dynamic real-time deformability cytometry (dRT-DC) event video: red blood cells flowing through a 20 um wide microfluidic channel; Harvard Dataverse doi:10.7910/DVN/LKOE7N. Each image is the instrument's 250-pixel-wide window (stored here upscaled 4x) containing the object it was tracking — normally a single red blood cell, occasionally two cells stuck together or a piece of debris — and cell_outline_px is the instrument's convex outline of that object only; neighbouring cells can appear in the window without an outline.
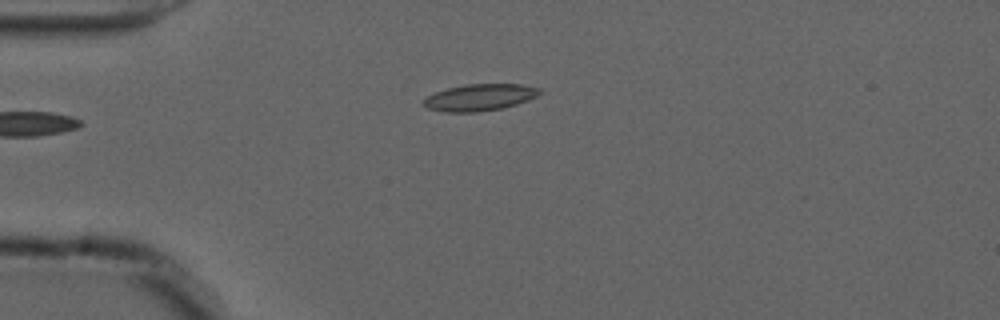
{"species": "common noctule bat (a hibernating species)", "species_latin": "Nyctalus noctula", "temperature_condition": "cold", "stored_images_in_passage": 42, "camera_frame_rate_fps": 3000, "um_per_image_px": 0.085, "animal": {"sex": "male", "forearm_length_mm": 52.5}, "frame": {"image": 1, "passage_image": 1, "time_ms": 0.0, "image_size_px": [1000, 320], "cell_outline_px": [[544, 92], [528, 100], [516, 104], [500, 108], [476, 112], [444, 112], [428, 108], [420, 104], [428, 96], [436, 92], [448, 88], [468, 84], [520, 84], [540, 88]], "centroid_in_image_um": [40.78, 8.27], "position_along_channel_um": 44.2, "area_um2": 17.98}}
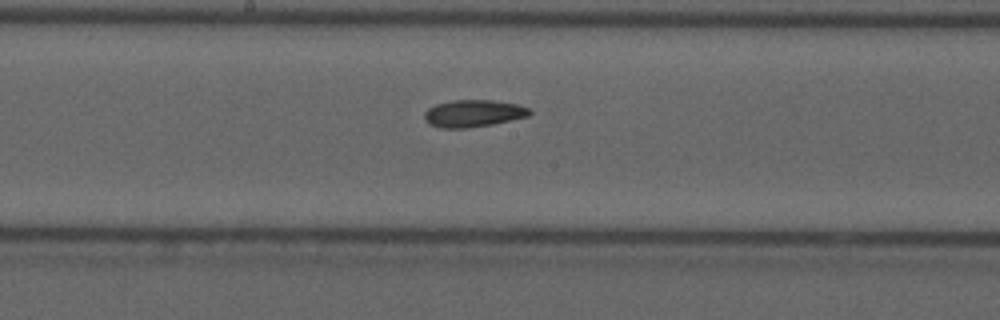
{"frame": {"image": 2, "passage_image": 16, "time_ms": 5.0, "image_size_px": [1000, 320], "cell_outline_px": [[532, 112], [528, 116], [492, 124], [468, 128], [440, 128], [428, 124], [424, 116], [424, 112], [428, 108], [436, 104], [452, 100], [492, 100], [516, 104], [528, 108]], "centroid_in_image_um": [40.19, 9.64], "position_along_channel_um": 208.0, "area_um2": 16.59}}
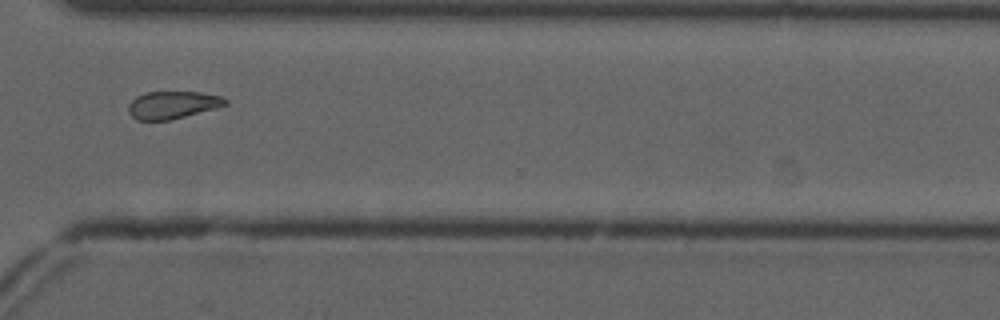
{"frame": {"image": 3, "passage_image": 28, "time_ms": 9.0, "image_size_px": [1000, 320], "cell_outline_px": [[228, 104], [216, 108], [168, 120], [136, 120], [128, 112], [128, 104], [136, 96], [144, 92], [200, 92], [220, 96], [228, 100]], "centroid_in_image_um": [14.64, 8.91], "position_along_channel_um": 356.0, "area_um2": 15.49}, "authors_computed_cell_mechanics": {"area_um2": 16.7909, "velocity_mm_per_s": 3.705, "shape_relaxation_time_tau1_ms": 9.9067, "shape_relaxation_time_tau2_ms": 4.4797, "deformation_change_tau1": 0.1685, "deformation_change_tau2": 0.0958}}